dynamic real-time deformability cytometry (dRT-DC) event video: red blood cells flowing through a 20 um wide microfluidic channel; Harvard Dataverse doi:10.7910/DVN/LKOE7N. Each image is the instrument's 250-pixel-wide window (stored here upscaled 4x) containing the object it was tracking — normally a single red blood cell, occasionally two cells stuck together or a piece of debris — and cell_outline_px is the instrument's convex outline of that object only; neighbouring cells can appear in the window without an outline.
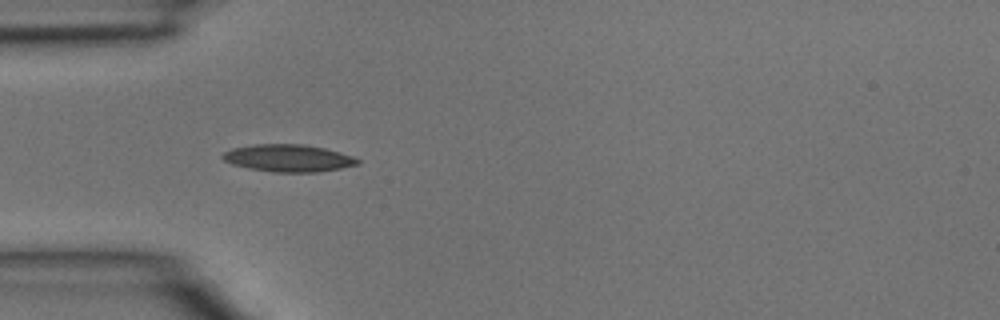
{"species": "common noctule bat (a hibernating species)", "species_latin": "Nyctalus noctula", "temperature_condition": "room temperature", "stored_images_in_passage": 2, "camera_frame_rate_fps": 3000, "um_per_image_px": 0.085, "animal": {"sex": "male", "body_mass_g": 15.6}, "frame": {"image": 1, "passage_image": 2, "time_ms": 0.333, "image_size_px": [1000, 320], "cell_outline_px": [[360, 164], [320, 172], [272, 172], [248, 168], [232, 164], [224, 160], [220, 156], [224, 152], [232, 148], [252, 144], [304, 144], [324, 148], [340, 152], [352, 156], [360, 160]], "centroid_in_image_um": [24.5, 13.44], "position_along_channel_um": 60.5, "area_um2": 21.56}}